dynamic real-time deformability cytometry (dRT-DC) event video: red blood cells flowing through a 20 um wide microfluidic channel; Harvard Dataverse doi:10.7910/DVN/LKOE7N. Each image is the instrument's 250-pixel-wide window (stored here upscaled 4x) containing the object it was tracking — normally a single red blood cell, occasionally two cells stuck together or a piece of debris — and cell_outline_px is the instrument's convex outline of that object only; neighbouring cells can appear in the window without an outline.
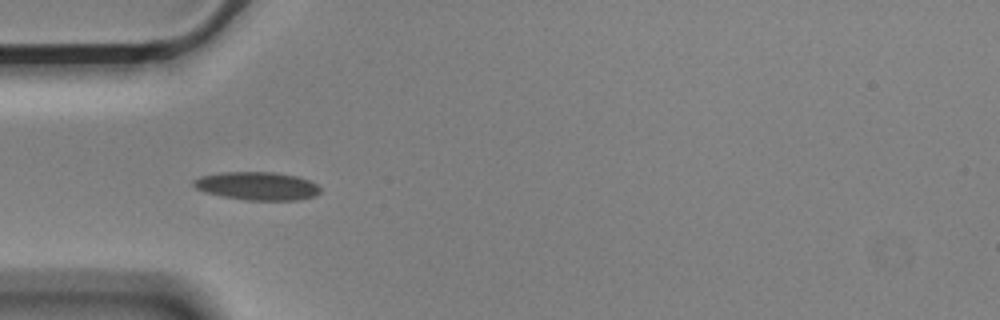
{"species": "Egyptian fruit bat (a non-hibernating species)", "species_latin": "Rousettus aegyptiacus", "temperature_condition": "cold", "stored_images_in_passage": 10, "camera_frame_rate_fps": 3000, "um_per_image_px": 0.085, "animal": {"sex": "male"}, "frame": {"image": 1, "passage_image": 4, "time_ms": 1.0, "image_size_px": [1000, 320], "cell_outline_px": [[320, 192], [316, 196], [296, 200], [244, 200], [204, 192], [196, 188], [192, 184], [192, 180], [200, 176], [220, 172], [272, 172], [296, 176], [308, 180], [316, 184], [320, 188]], "centroid_in_image_um": [21.83, 15.81], "position_along_channel_um": 63.2, "area_um2": 20.81}}
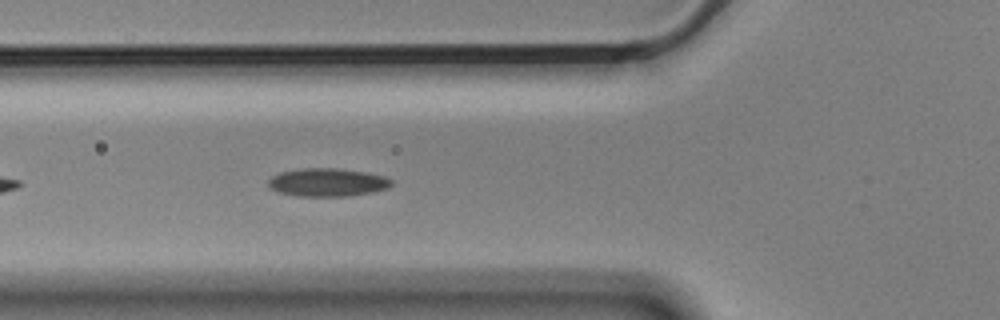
{"frame": {"image": 2, "passage_image": 7, "time_ms": 2.0, "image_size_px": [1000, 320], "cell_outline_px": [[392, 184], [388, 188], [372, 192], [348, 196], [296, 196], [280, 192], [272, 188], [268, 184], [268, 180], [272, 176], [280, 172], [304, 168], [340, 168], [364, 172], [384, 176], [392, 180]], "centroid_in_image_um": [27.84, 15.5], "position_along_channel_um": 98.0, "area_um2": 20.11}}